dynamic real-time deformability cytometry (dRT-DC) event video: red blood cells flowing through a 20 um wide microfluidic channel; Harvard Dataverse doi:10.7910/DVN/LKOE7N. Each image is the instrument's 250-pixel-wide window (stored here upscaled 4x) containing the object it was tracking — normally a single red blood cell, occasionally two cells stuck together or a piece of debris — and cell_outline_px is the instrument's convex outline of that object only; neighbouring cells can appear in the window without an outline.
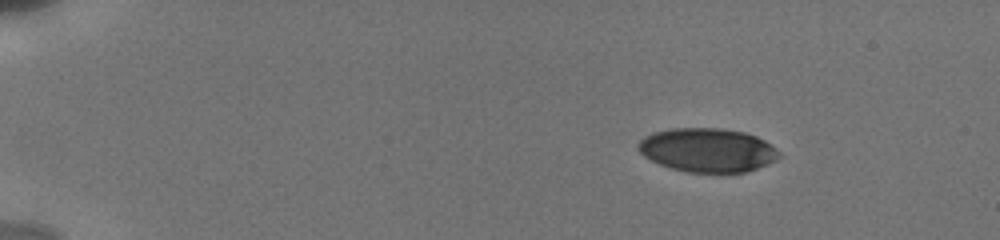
{"species": "human", "species_latin": "Homo sapiens", "temperature_condition": "cold", "stored_images_in_passage": 25, "camera_frame_rate_fps": 3000, "um_per_image_px": 0.085, "donor": {"sex": "male"}, "frame": {"image": 1, "passage_image": 1, "time_ms": 0.0, "image_size_px": [1000, 240], "cell_outline_px": [[780, 156], [776, 160], [756, 168], [744, 172], [688, 172], [672, 168], [660, 164], [644, 156], [640, 152], [636, 144], [644, 136], [652, 132], [672, 128], [720, 128], [744, 132], [756, 136], [764, 140], [780, 152]], "centroid_in_image_um": [60.11, 12.74], "position_along_channel_um": 24.9, "area_um2": 35.84}}
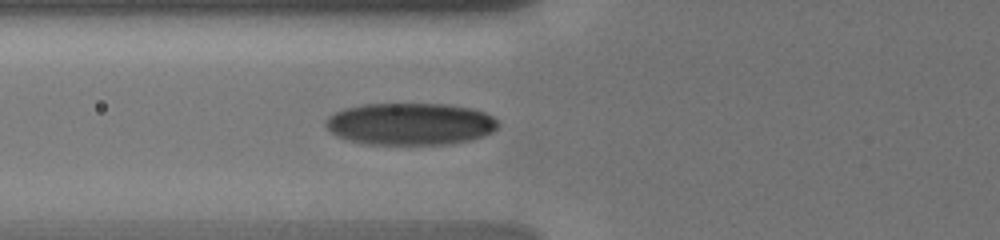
{"frame": {"image": 2, "passage_image": 16, "time_ms": 4.667, "image_size_px": [1000, 240], "cell_outline_px": [[500, 124], [492, 132], [484, 136], [468, 140], [448, 144], [368, 144], [348, 140], [336, 136], [324, 124], [328, 116], [344, 108], [364, 104], [448, 104], [472, 108], [484, 112], [492, 116]], "centroid_in_image_um": [34.87, 10.53], "position_along_channel_um": 90.9, "area_um2": 42.31}}
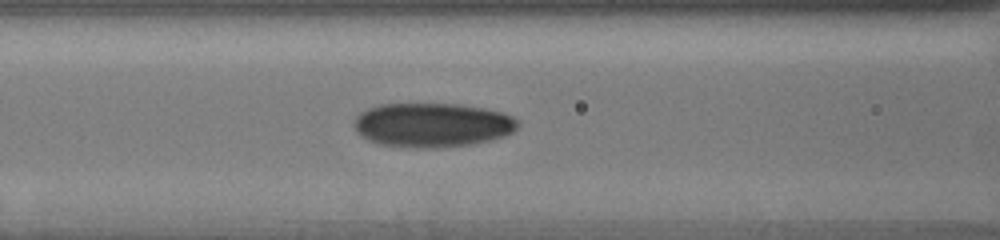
{"frame": {"image": 3, "passage_image": 21, "time_ms": 5.667, "image_size_px": [1000, 240], "cell_outline_px": [[520, 124], [512, 132], [504, 136], [492, 140], [472, 144], [444, 148], [408, 148], [380, 144], [368, 140], [360, 136], [356, 132], [352, 124], [356, 116], [360, 112], [368, 108], [380, 104], [460, 104], [484, 108], [504, 112], [520, 120]], "centroid_in_image_um": [36.74, 10.63], "position_along_channel_um": 129.9, "area_um2": 42.95}}